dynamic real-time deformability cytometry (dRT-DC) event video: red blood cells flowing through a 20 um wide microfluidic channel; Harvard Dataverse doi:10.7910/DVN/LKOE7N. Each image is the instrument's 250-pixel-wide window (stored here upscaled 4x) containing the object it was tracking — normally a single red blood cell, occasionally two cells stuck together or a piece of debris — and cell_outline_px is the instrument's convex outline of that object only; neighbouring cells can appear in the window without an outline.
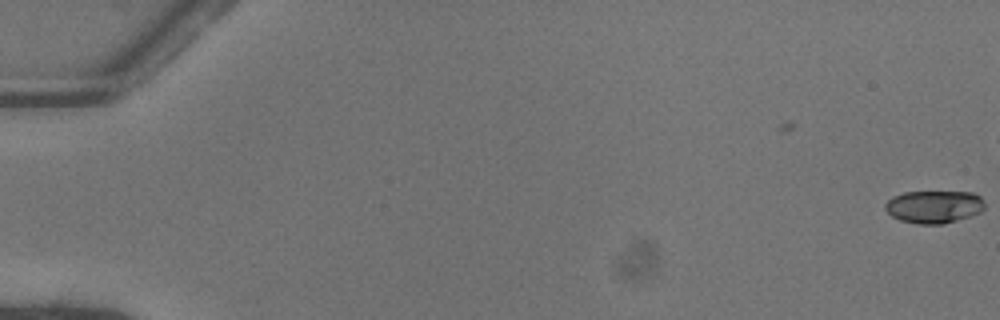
{"species": "common noctule bat (a hibernating species)", "species_latin": "Nyctalus noctula", "temperature_condition": "warm", "stored_images_in_passage": 5, "camera_frame_rate_fps": 3000, "um_per_image_px": 0.085, "animal": {"sex": "female"}, "frame": {"image": 1, "passage_image": 5, "time_ms": 1.333, "image_size_px": [1000, 320], "cell_outline_px": [[984, 208], [980, 212], [972, 216], [944, 224], [916, 224], [900, 220], [892, 216], [884, 208], [884, 204], [892, 196], [904, 192], [972, 192], [980, 196], [984, 200]], "centroid_in_image_um": [79.39, 17.58], "position_along_channel_um": 5.6, "area_um2": 19.13}}